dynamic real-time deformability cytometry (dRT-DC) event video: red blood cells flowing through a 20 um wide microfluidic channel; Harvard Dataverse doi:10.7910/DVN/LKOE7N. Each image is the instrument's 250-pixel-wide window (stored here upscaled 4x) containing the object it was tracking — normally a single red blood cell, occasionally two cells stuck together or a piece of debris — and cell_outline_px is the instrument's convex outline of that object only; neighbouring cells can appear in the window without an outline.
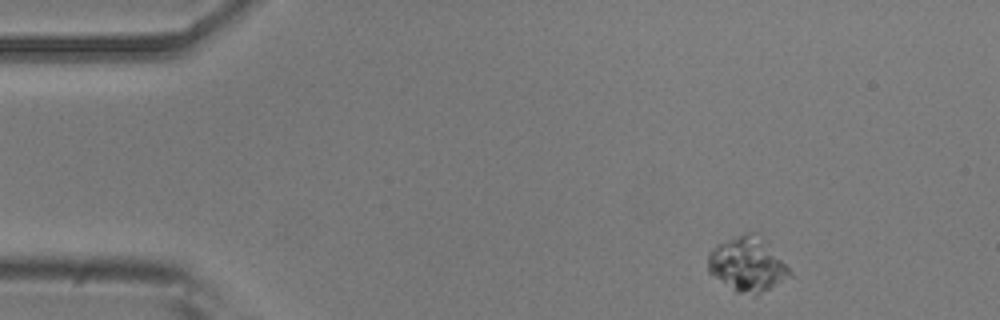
{"species": "common noctule bat (a hibernating species)", "species_latin": "Nyctalus noctula", "temperature_condition": "room temperature", "stored_images_in_passage": 4, "camera_frame_rate_fps": 3000, "um_per_image_px": 0.085, "animal": {"sex": "male", "body_mass_g": 20.5, "forearm_length_mm": 52.5}, "frame": {"image": 1, "passage_image": 1, "time_ms": 0.0, "image_size_px": [1000, 320], "cell_outline_px": [[792, 276], [756, 296], [752, 296], [736, 292], [708, 272], [708, 256], [716, 244], [748, 232], [756, 232], [792, 272]], "centroid_in_image_um": [63.51, 22.5], "position_along_channel_um": 21.5, "area_um2": 25.55}}
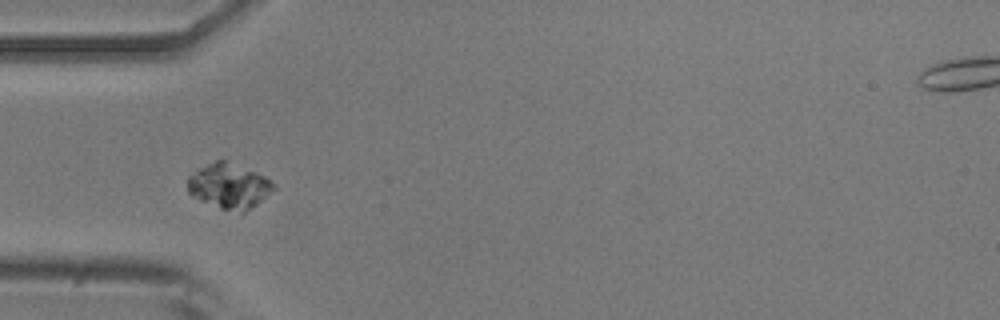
{"frame": {"image": 2, "passage_image": 4, "time_ms": 1.0, "image_size_px": [1000, 320], "cell_outline_px": [[276, 188], [256, 204], [240, 216], [200, 200], [192, 196], [188, 192], [188, 176], [196, 168], [216, 160], [228, 160], [264, 176], [276, 184]], "centroid_in_image_um": [19.46, 15.82], "position_along_channel_um": 65.5, "area_um2": 22.95}}